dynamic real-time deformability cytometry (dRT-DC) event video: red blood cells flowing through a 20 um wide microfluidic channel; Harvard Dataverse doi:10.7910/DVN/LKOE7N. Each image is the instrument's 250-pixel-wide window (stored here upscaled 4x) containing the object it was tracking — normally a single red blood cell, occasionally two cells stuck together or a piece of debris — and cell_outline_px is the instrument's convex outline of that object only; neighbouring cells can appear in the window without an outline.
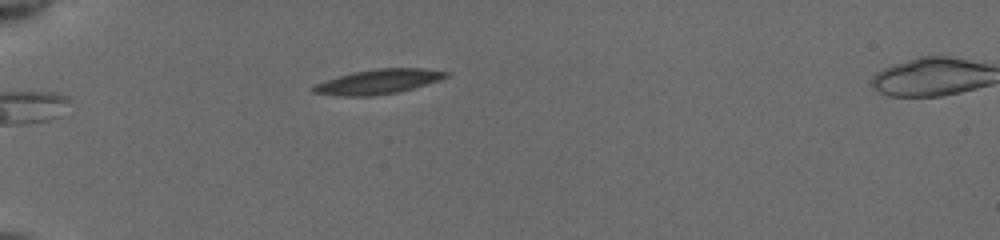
{"species": "common noctule bat (a hibernating species)", "species_latin": "Nyctalus noctula", "temperature_condition": "cold", "stored_images_in_passage": 38, "camera_frame_rate_fps": 3000, "um_per_image_px": 0.085, "animal": {"sex": "female", "body_mass_g": 19.5, "forearm_length_mm": 54.1}, "frame": {"image": 1, "passage_image": 1, "time_ms": 0.0, "image_size_px": [1000, 240], "cell_outline_px": [[448, 76], [440, 80], [412, 88], [396, 92], [372, 96], [336, 96], [312, 92], [308, 88], [316, 84], [352, 72], [376, 68], [424, 68], [448, 72]], "centroid_in_image_um": [32.12, 6.94], "position_along_channel_um": 52.9, "area_um2": 18.96}}
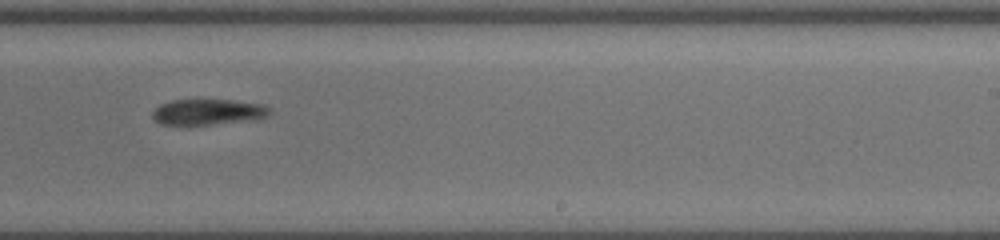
{"frame": {"image": 2, "passage_image": 20, "time_ms": 6.333, "image_size_px": [1000, 240], "cell_outline_px": [[272, 112], [268, 116], [208, 124], [160, 124], [152, 116], [152, 112], [160, 104], [172, 100], [232, 100], [264, 104], [272, 108]], "centroid_in_image_um": [17.67, 9.49], "position_along_channel_um": 271.3, "area_um2": 17.11}}
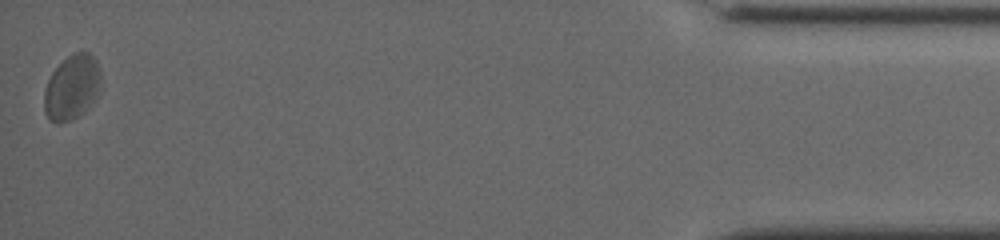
{"frame": {"image": 3, "passage_image": 38, "time_ms": 12.333, "image_size_px": [1000, 240], "cell_outline_px": [[100, 80], [96, 96], [76, 116], [60, 124], [52, 120], [44, 112], [44, 92], [48, 80], [52, 72], [68, 56], [76, 52], [88, 52], [96, 60], [100, 72]], "centroid_in_image_um": [6.08, 7.39], "position_along_channel_um": 429.1, "area_um2": 20.63}}